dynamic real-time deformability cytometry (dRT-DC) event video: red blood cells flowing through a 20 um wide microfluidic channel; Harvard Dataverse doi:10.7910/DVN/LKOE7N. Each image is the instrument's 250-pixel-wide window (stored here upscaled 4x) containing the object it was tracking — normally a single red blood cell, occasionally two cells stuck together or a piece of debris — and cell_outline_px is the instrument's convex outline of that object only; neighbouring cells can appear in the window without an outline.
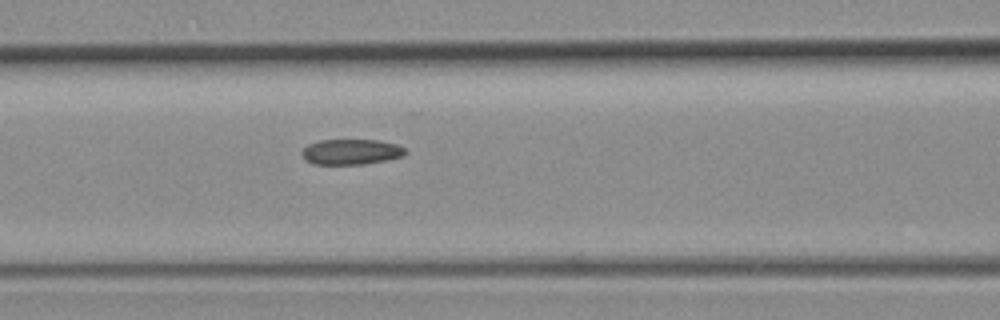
{"species": "common noctule bat (a hibernating species)", "species_latin": "Nyctalus noctula", "temperature_condition": "room temperature", "stored_images_in_passage": 12, "camera_frame_rate_fps": 3000, "um_per_image_px": 0.085, "animal": {"sex": "female", "body_mass_g": 19.3, "forearm_length_mm": 54.1}, "frame": {"image": 1, "passage_image": 6, "time_ms": 1.667, "image_size_px": [1000, 320], "cell_outline_px": [[408, 152], [404, 156], [388, 160], [364, 164], [312, 164], [304, 160], [300, 152], [308, 144], [320, 140], [380, 140], [396, 144], [404, 148]], "centroid_in_image_um": [29.84, 12.91], "position_along_channel_um": 136.8, "area_um2": 15.55}}